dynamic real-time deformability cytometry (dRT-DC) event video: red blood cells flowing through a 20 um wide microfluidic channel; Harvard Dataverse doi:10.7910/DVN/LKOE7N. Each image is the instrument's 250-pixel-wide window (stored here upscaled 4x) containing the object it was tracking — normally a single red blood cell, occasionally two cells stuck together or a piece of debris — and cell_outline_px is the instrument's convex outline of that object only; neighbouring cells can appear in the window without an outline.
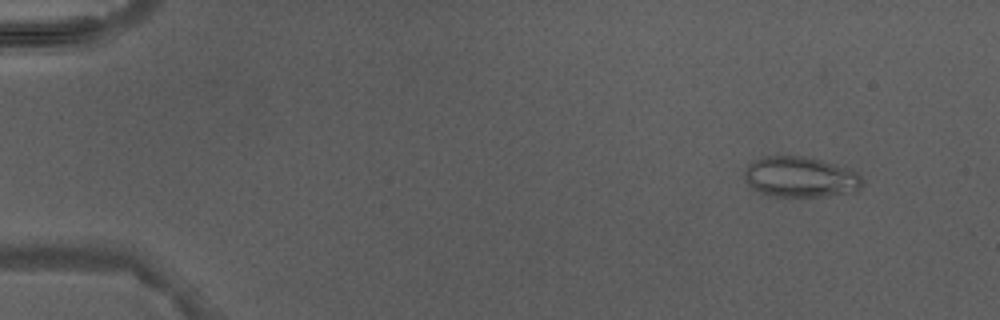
{"species": "Egyptian fruit bat (a non-hibernating species)", "species_latin": "Rousettus aegyptiacus", "temperature_condition": "warm", "stored_images_in_passage": 5, "camera_frame_rate_fps": 3000, "um_per_image_px": 0.085, "animal": {"sex": "male"}, "frame": {"image": 1, "passage_image": 2, "time_ms": 1.333, "image_size_px": [1000, 320], "cell_outline_px": [[864, 184], [860, 188], [852, 192], [820, 196], [772, 196], [760, 192], [752, 188], [744, 180], [744, 168], [748, 164], [764, 156], [804, 156], [820, 160], [848, 168], [856, 172], [864, 180]], "centroid_in_image_um": [68.01, 15.04], "position_along_channel_um": 17.0, "area_um2": 27.8}}
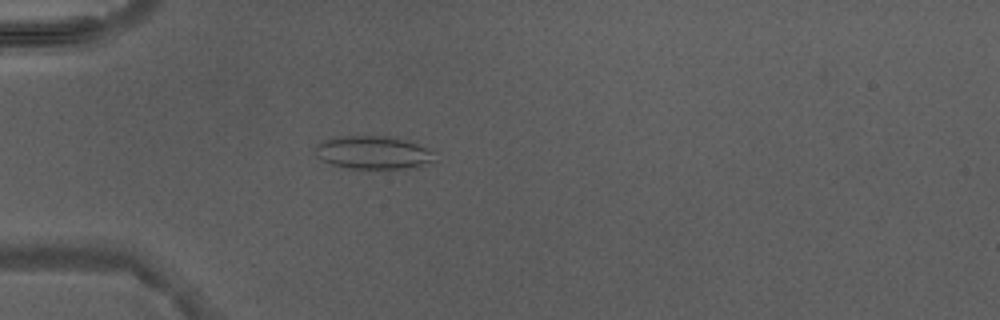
{"frame": {"image": 2, "passage_image": 5, "time_ms": 4.667, "image_size_px": [1000, 320], "cell_outline_px": [[436, 160], [416, 168], [344, 168], [332, 164], [316, 156], [316, 144], [324, 140], [336, 136], [396, 136], [412, 140], [432, 152]], "centroid_in_image_um": [31.75, 12.95], "position_along_channel_um": 53.2, "area_um2": 23.29}}